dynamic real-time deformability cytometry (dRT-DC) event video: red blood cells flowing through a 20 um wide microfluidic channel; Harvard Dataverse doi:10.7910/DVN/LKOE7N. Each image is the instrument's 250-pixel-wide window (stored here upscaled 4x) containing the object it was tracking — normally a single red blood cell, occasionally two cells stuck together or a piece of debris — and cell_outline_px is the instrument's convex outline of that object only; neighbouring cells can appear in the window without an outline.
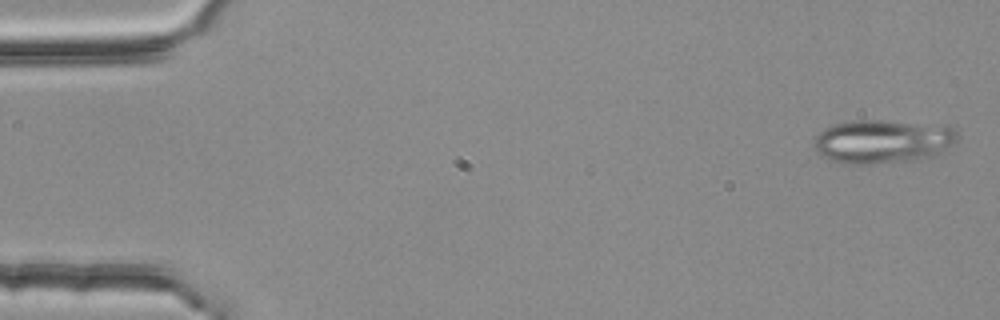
{"species": "common noctule bat (a hibernating species)", "species_latin": "Nyctalus noctula", "temperature_condition": "room temperature", "stored_images_in_passage": 4, "camera_frame_rate_fps": 3000, "um_per_image_px": 0.085, "animal": {"sex": "female", "body_mass_g": 25.1}, "frame": {"image": 1, "passage_image": 1, "time_ms": 0.0, "image_size_px": [1000, 320], "cell_outline_px": [[956, 140], [952, 144], [940, 152], [932, 156], [916, 160], [872, 164], [840, 164], [828, 160], [820, 156], [816, 152], [812, 144], [812, 140], [824, 128], [832, 124], [852, 120], [884, 120], [948, 124], [956, 128]], "centroid_in_image_um": [74.98, 12.01], "position_along_channel_um": 10.0, "area_um2": 37.45}}